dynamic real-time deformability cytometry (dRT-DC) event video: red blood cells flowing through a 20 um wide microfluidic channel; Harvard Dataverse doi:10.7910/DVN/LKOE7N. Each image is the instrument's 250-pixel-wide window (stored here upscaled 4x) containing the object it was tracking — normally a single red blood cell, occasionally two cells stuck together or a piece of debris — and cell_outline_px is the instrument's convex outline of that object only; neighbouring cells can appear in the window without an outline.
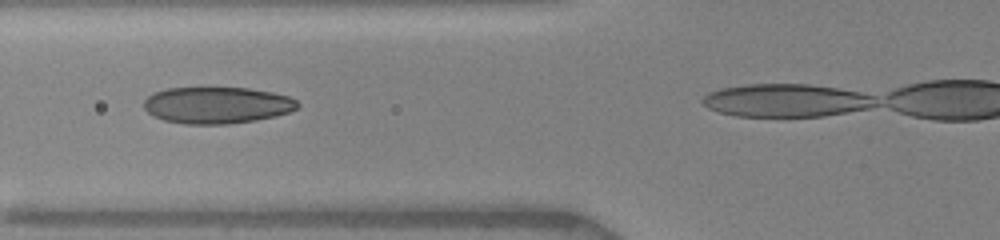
{"species": "human", "species_latin": "Homo sapiens", "temperature_condition": "warm", "stored_images_in_passage": 18, "camera_frame_rate_fps": 3000, "um_per_image_px": 0.085, "donor": {"sex": "female"}, "frame": {"image": 1, "passage_image": 10, "time_ms": 4.0, "image_size_px": [1000, 240], "cell_outline_px": [[300, 104], [296, 108], [288, 112], [276, 116], [256, 120], [228, 124], [184, 124], [164, 120], [152, 116], [144, 108], [144, 100], [152, 92], [168, 88], [248, 88], [272, 92], [288, 96], [296, 100]], "centroid_in_image_um": [18.42, 8.94], "position_along_channel_um": 107.4, "area_um2": 32.89}}
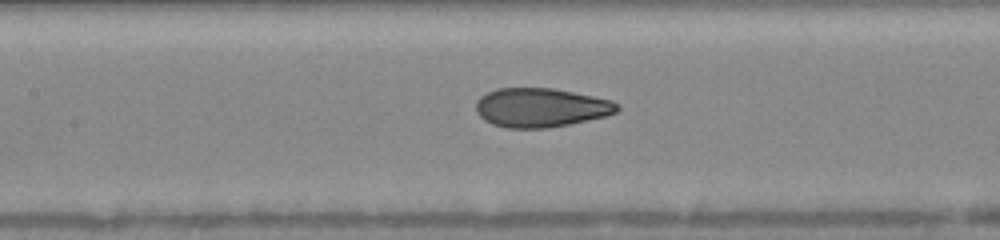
{"frame": {"image": 2, "passage_image": 15, "time_ms": 5.333, "image_size_px": [1000, 240], "cell_outline_px": [[620, 108], [616, 112], [608, 116], [548, 128], [508, 128], [492, 124], [484, 120], [476, 112], [476, 100], [480, 96], [496, 88], [552, 88], [612, 100]], "centroid_in_image_um": [45.94, 9.15], "position_along_channel_um": 161.5, "area_um2": 32.14}}